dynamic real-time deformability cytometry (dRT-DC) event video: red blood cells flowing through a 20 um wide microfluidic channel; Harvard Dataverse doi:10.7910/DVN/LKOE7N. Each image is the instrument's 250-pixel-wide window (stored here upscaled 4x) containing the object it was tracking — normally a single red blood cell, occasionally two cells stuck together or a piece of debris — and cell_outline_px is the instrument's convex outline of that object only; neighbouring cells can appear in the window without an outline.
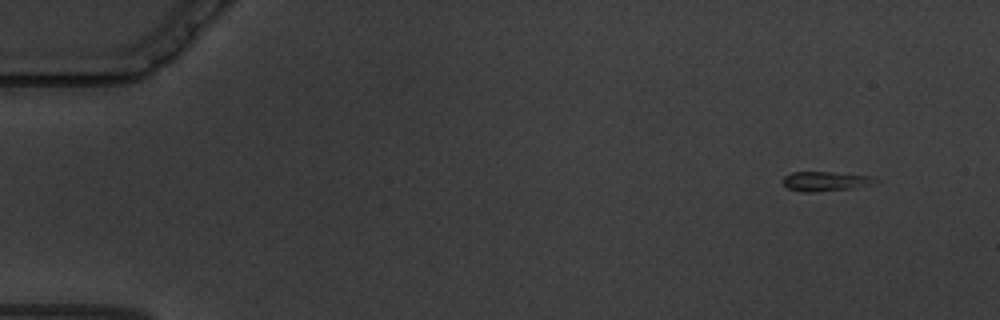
{"species": "common noctule bat (a hibernating species)", "species_latin": "Nyctalus noctula", "temperature_condition": "warm", "stored_images_in_passage": 62, "camera_frame_rate_fps": 3000, "um_per_image_px": 0.085, "animal": {"sex": "male", "body_mass_g": 19.5, "forearm_length_mm": 54.6}, "frame": {"image": 1, "passage_image": 6, "time_ms": 1.667, "image_size_px": [1000, 320], "cell_outline_px": [[880, 180], [876, 184], [852, 188], [812, 192], [804, 192], [788, 188], [784, 184], [784, 176], [792, 172], [828, 172], [876, 176]], "centroid_in_image_um": [70.26, 15.4], "position_along_channel_um": 14.7, "area_um2": 10.58}}
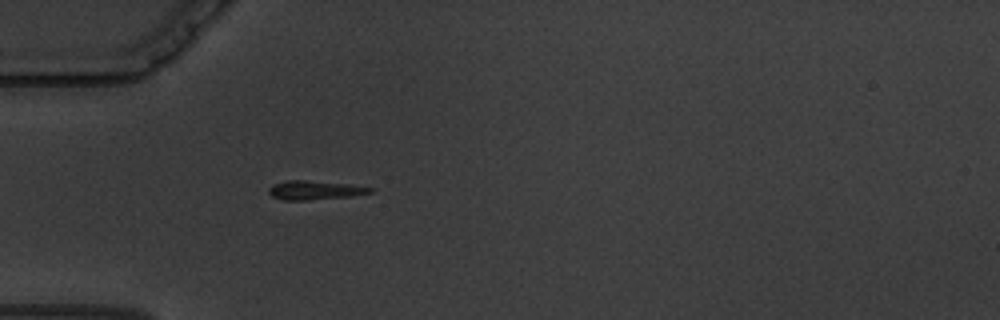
{"frame": {"image": 2, "passage_image": 20, "time_ms": 6.333, "image_size_px": [1000, 320], "cell_outline_px": [[376, 188], [372, 192], [352, 196], [308, 200], [284, 200], [272, 196], [268, 192], [268, 188], [272, 184], [284, 180], [304, 180], [348, 184]], "centroid_in_image_um": [26.74, 16.16], "position_along_channel_um": 58.3, "area_um2": 11.27}}
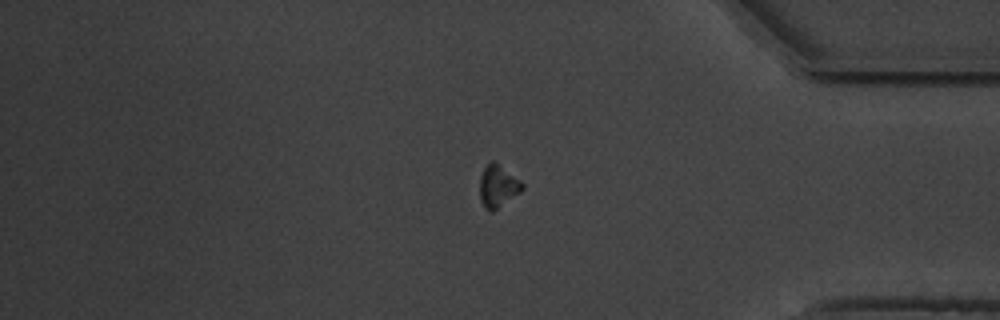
{"frame": {"image": 3, "passage_image": 52, "time_ms": 17.0, "image_size_px": [1000, 320], "cell_outline_px": [[524, 188], [520, 192], [492, 212], [488, 212], [484, 208], [480, 200], [480, 176], [484, 168], [492, 160], [520, 180], [524, 184]], "centroid_in_image_um": [42.31, 15.86], "position_along_channel_um": 392.9, "area_um2": 10.35}, "authors_computed_cell_mechanics": {"area_um2": 10.4907, "velocity_mm_per_s": 3.3803, "shape_relaxation_time_tau1_ms": 3.5808, "shape_relaxation_time_tau2_ms": null, "deformation_change_tau1": 0.1469, "deformation_change_tau2": null}}